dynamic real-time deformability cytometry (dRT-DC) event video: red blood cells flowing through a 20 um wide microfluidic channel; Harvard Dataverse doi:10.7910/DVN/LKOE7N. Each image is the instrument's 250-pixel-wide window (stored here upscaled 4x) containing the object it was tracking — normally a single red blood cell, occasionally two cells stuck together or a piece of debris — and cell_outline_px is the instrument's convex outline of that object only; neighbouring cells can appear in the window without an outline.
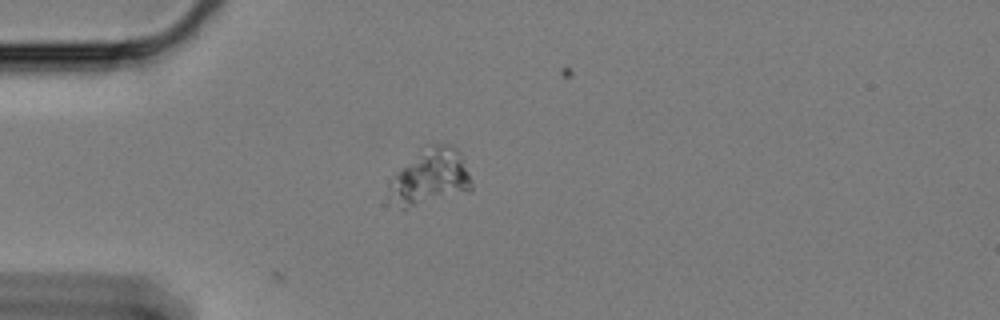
{"species": "Egyptian fruit bat (a non-hibernating species)", "species_latin": "Rousettus aegyptiacus", "temperature_condition": "cold", "stored_images_in_passage": 2, "camera_frame_rate_fps": 3000, "um_per_image_px": 0.085, "animal": {"sex": "female"}, "frame": {"image": 1, "passage_image": 2, "time_ms": 0.333, "image_size_px": [1000, 320], "cell_outline_px": [[472, 188], [468, 192], [404, 208], [400, 208], [384, 204], [388, 188], [396, 172], [420, 148], [432, 144], [452, 144], [460, 152], [468, 172], [472, 184]], "centroid_in_image_um": [36.49, 15.06], "position_along_channel_um": 48.5, "area_um2": 27.46}}